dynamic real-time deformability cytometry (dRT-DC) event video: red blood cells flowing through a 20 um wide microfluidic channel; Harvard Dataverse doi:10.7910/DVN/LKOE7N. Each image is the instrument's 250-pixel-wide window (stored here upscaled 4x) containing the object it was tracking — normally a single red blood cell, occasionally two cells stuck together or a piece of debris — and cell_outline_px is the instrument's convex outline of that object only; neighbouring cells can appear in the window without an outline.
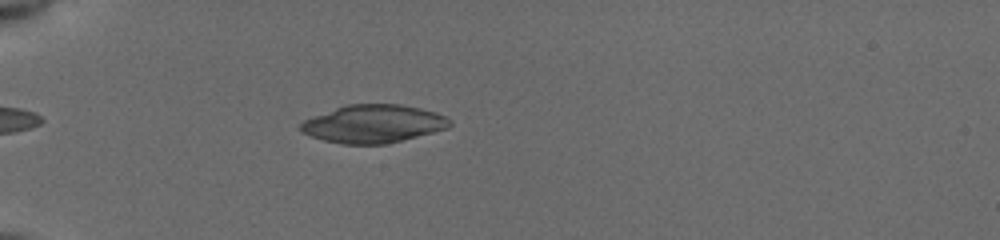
{"species": "common noctule bat (a hibernating species)", "species_latin": "Nyctalus noctula", "temperature_condition": "cold", "stored_images_in_passage": 18, "camera_frame_rate_fps": 3000, "um_per_image_px": 0.085, "animal": {"sex": "female", "body_mass_g": 19.5, "forearm_length_mm": 54.1}, "frame": {"image": 1, "passage_image": 8, "time_ms": 2.667, "image_size_px": [1000, 240], "cell_outline_px": [[452, 124], [448, 128], [388, 144], [344, 144], [324, 140], [312, 136], [304, 132], [300, 128], [300, 124], [304, 120], [336, 108], [348, 104], [400, 104], [420, 108], [444, 116]], "centroid_in_image_um": [31.75, 10.53], "position_along_channel_um": 53.3, "area_um2": 32.54}}